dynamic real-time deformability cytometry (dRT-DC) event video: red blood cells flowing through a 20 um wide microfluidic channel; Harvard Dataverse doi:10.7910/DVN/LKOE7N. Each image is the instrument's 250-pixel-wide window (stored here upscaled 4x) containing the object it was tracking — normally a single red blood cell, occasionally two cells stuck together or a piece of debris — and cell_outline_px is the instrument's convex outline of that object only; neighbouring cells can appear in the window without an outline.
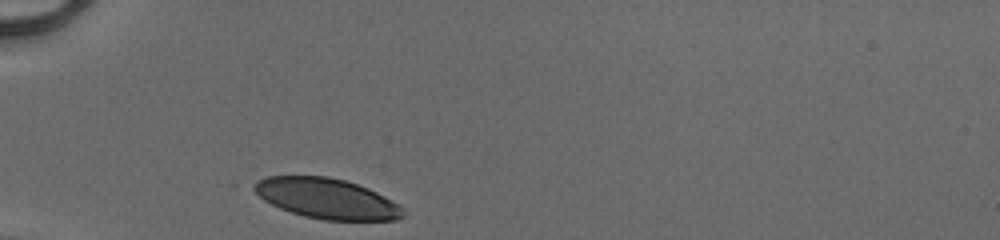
{"species": "human", "species_latin": "Homo sapiens", "temperature_condition": "cold", "stored_images_in_passage": 27, "camera_frame_rate_fps": 3000, "um_per_image_px": 0.085, "donor": {"sex": "male"}, "frame": {"image": 1, "passage_image": 1, "time_ms": 0.0, "image_size_px": [1000, 240], "cell_outline_px": [[404, 216], [396, 220], [324, 220], [304, 216], [280, 208], [264, 200], [252, 188], [252, 184], [268, 176], [328, 176], [344, 180], [368, 188], [384, 196], [396, 204], [404, 212]], "centroid_in_image_um": [27.75, 16.87], "position_along_channel_um": 57.2, "area_um2": 34.56}}
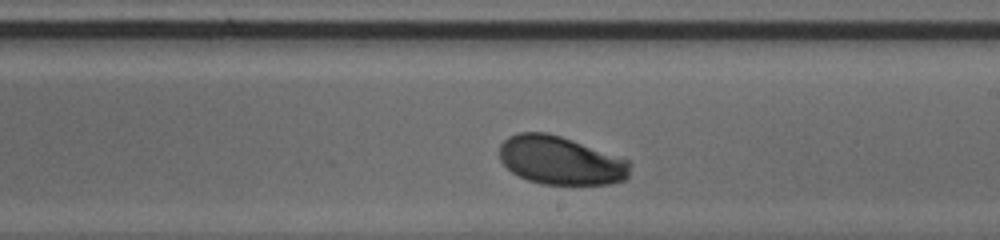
{"frame": {"image": 2, "passage_image": 16, "time_ms": 5.0, "image_size_px": [1000, 240], "cell_outline_px": [[632, 164], [628, 176], [624, 180], [608, 184], [540, 184], [528, 180], [512, 172], [500, 160], [500, 144], [508, 136], [516, 132], [544, 132], [560, 136], [572, 140], [628, 160]], "centroid_in_image_um": [47.63, 13.64], "position_along_channel_um": 241.4, "area_um2": 36.65}}
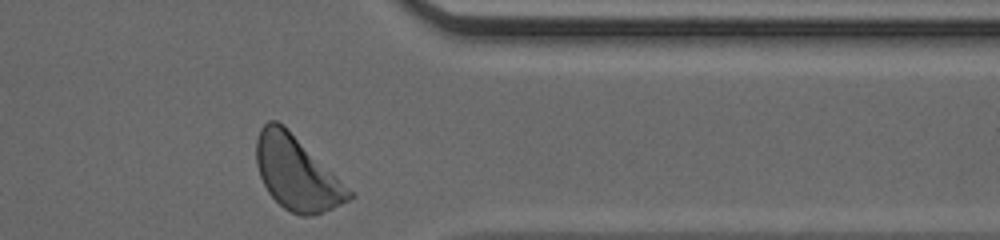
{"frame": {"image": 3, "passage_image": 27, "time_ms": 8.667, "image_size_px": [1000, 240], "cell_outline_px": [[356, 196], [332, 208], [312, 216], [304, 216], [292, 212], [284, 208], [268, 192], [260, 176], [256, 164], [256, 140], [260, 128], [268, 120], [276, 120], [284, 124]], "centroid_in_image_um": [25.18, 14.69], "position_along_channel_um": 386.2, "area_um2": 39.25}, "authors_computed_cell_mechanics": {"area_um2": 37.4544, "velocity_mm_per_s": 4.0721, "shape_relaxation_time_tau1_ms": 2.4203, "shape_relaxation_time_tau2_ms": null, "deformation_change_tau1": 0.1356, "deformation_change_tau2": null}}